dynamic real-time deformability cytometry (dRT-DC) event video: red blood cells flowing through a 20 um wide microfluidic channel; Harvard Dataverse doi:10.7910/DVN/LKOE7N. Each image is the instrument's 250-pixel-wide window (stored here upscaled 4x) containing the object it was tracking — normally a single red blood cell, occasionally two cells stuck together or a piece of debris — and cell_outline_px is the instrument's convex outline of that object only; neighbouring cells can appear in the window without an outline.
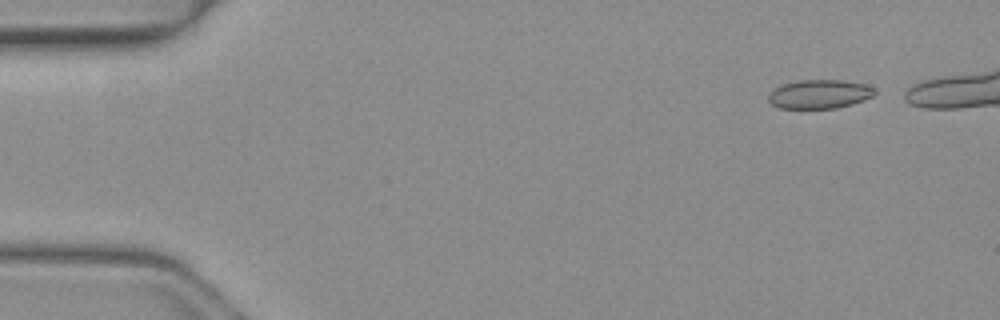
{"species": "common noctule bat (a hibernating species)", "species_latin": "Nyctalus noctula", "temperature_condition": "warm", "stored_images_in_passage": 39, "camera_frame_rate_fps": 3000, "um_per_image_px": 0.085, "animal": {"sex": "female", "body_mass_g": 19.3, "forearm_length_mm": 54.1}, "frame": {"image": 1, "passage_image": 2, "time_ms": 0.333, "image_size_px": [1000, 320], "cell_outline_px": [[876, 92], [872, 96], [864, 100], [852, 104], [836, 108], [780, 108], [772, 104], [768, 100], [768, 96], [776, 88], [784, 84], [800, 80], [840, 80], [864, 84], [876, 88]], "centroid_in_image_um": [69.69, 8.0], "position_along_channel_um": 15.3, "area_um2": 17.69}}
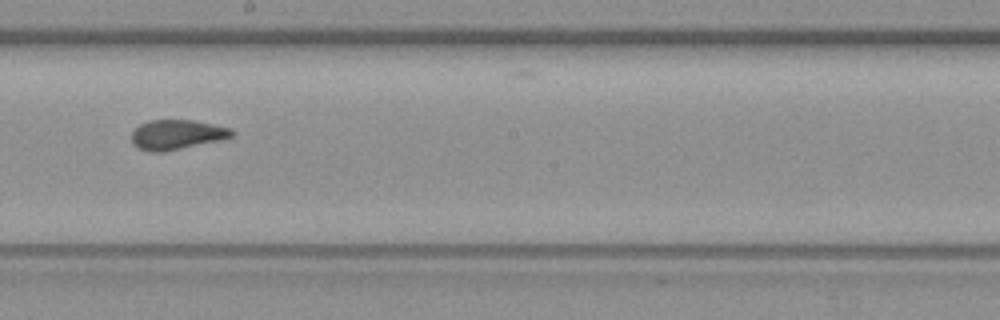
{"frame": {"image": 2, "passage_image": 26, "time_ms": 8.333, "image_size_px": [1000, 320], "cell_outline_px": [[236, 132], [232, 136], [220, 140], [164, 152], [148, 152], [132, 144], [132, 132], [140, 124], [148, 120], [192, 120], [232, 128]], "centroid_in_image_um": [15.03, 11.44], "position_along_channel_um": 233.2, "area_um2": 17.4}}
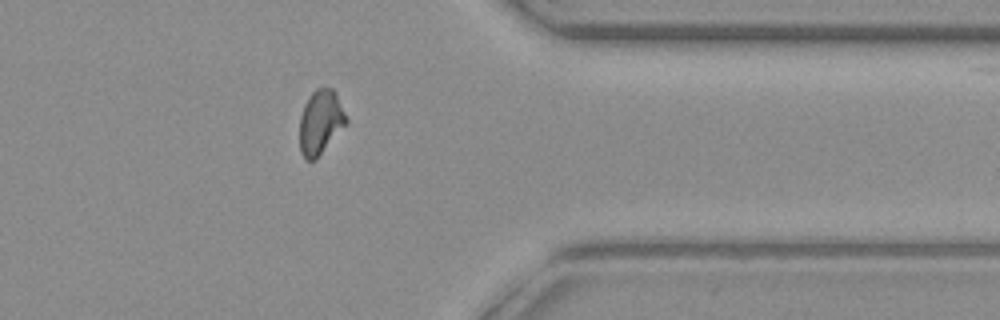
{"frame": {"image": 3, "passage_image": 38, "time_ms": 12.333, "image_size_px": [1000, 320], "cell_outline_px": [[348, 124], [316, 160], [304, 160], [300, 152], [300, 116], [304, 104], [308, 96], [316, 88], [332, 88], [336, 92], [348, 120]], "centroid_in_image_um": [27.25, 10.4], "position_along_channel_um": 384.1, "area_um2": 17.86}}